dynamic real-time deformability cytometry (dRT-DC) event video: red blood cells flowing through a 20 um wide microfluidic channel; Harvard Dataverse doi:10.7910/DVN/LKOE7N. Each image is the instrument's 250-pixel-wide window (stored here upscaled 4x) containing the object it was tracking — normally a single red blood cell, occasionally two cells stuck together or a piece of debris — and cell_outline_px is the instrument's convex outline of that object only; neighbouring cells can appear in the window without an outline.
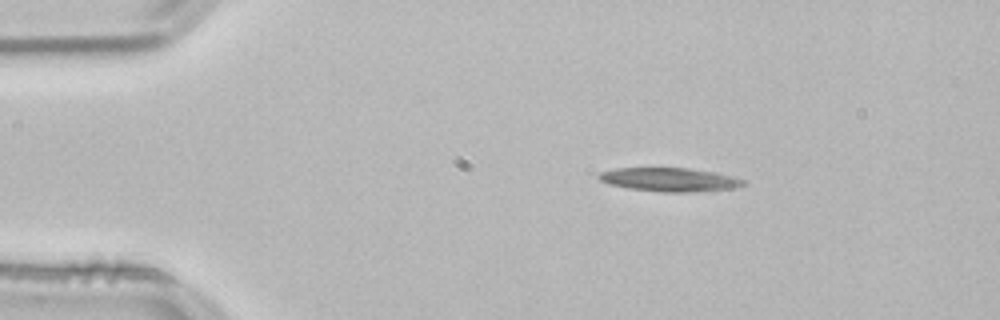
{"species": "common noctule bat (a hibernating species)", "species_latin": "Nyctalus noctula", "temperature_condition": "room temperature", "stored_images_in_passage": 23, "camera_frame_rate_fps": 3000, "um_per_image_px": 0.085, "animal": {"sex": "male", "body_mass_g": 21.5, "forearm_length_mm": 52.0}, "frame": {"image": 1, "passage_image": 1, "time_ms": 0.0, "image_size_px": [1000, 320], "cell_outline_px": [[748, 184], [732, 188], [696, 192], [664, 192], [628, 188], [608, 184], [600, 180], [596, 176], [600, 172], [616, 168], [688, 168], [716, 172], [736, 176], [748, 180]], "centroid_in_image_um": [56.98, 15.26], "position_along_channel_um": 28.0, "area_um2": 20.23}}
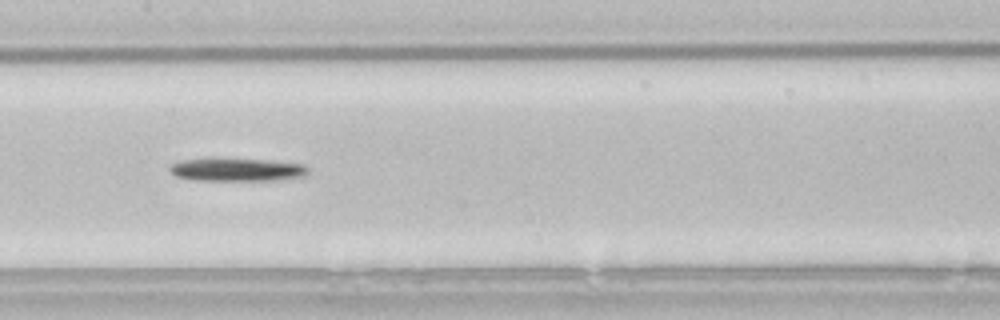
{"frame": {"image": 2, "passage_image": 18, "time_ms": 5.667, "image_size_px": [1000, 320], "cell_outline_px": [[308, 172], [304, 176], [272, 180], [192, 180], [176, 176], [168, 168], [172, 164], [184, 160], [268, 160], [304, 164], [308, 168]], "centroid_in_image_um": [20.18, 14.44], "position_along_channel_um": 187.2, "area_um2": 17.86}}
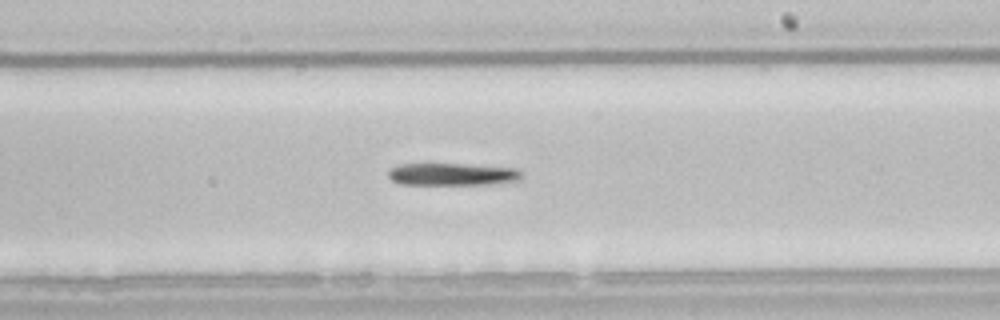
{"frame": {"image": 3, "passage_image": 23, "time_ms": 7.333, "image_size_px": [1000, 320], "cell_outline_px": [[520, 180], [488, 184], [400, 184], [392, 180], [388, 176], [388, 172], [392, 168], [400, 164], [468, 164], [516, 168], [520, 172]], "centroid_in_image_um": [38.43, 14.81], "position_along_channel_um": 250.6, "area_um2": 17.17}}